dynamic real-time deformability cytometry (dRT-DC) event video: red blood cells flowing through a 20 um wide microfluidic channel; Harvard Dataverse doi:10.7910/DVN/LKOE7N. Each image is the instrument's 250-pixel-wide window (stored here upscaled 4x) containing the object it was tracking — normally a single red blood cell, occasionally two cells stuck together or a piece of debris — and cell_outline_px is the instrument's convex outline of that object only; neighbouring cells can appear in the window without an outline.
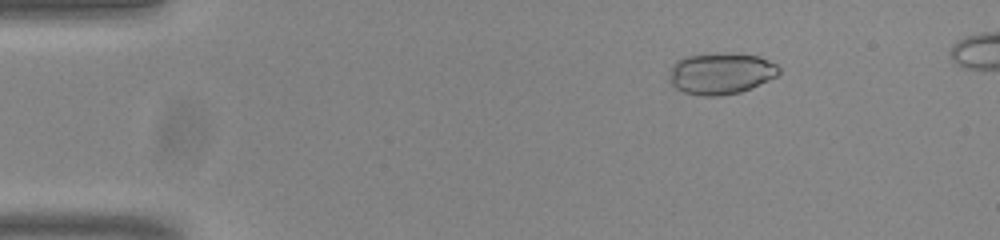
{"species": "common noctule bat (a hibernating species)", "species_latin": "Nyctalus noctula", "temperature_condition": "room temperature", "stored_images_in_passage": 52, "camera_frame_rate_fps": 3000, "um_per_image_px": 0.085, "animal": {"sex": "male", "body_mass_g": 20.0, "forearm_length_mm": 53.3}, "frame": {"image": 1, "passage_image": 8, "time_ms": 2.333, "image_size_px": [1000, 240], "cell_outline_px": [[780, 72], [776, 76], [768, 80], [740, 92], [720, 96], [704, 96], [684, 92], [676, 88], [668, 80], [672, 64], [676, 60], [684, 56], [760, 56], [776, 64], [780, 68]], "centroid_in_image_um": [61.24, 6.29], "position_along_channel_um": 23.8, "area_um2": 25.55}}
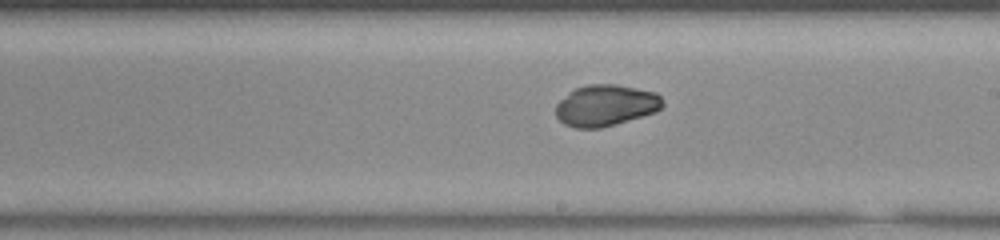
{"frame": {"image": 2, "passage_image": 31, "time_ms": 10.0, "image_size_px": [1000, 240], "cell_outline_px": [[664, 104], [656, 112], [616, 124], [600, 128], [576, 128], [564, 124], [556, 116], [556, 104], [568, 92], [576, 88], [588, 84], [616, 84], [656, 92], [660, 96]], "centroid_in_image_um": [51.48, 8.96], "position_along_channel_um": 237.5, "area_um2": 25.78}}
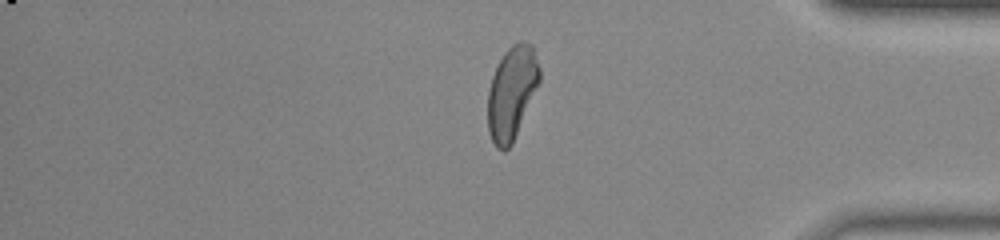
{"frame": {"image": 3, "passage_image": 45, "time_ms": 14.667, "image_size_px": [1000, 240], "cell_outline_px": [[540, 80], [512, 144], [504, 152], [496, 148], [488, 132], [488, 92], [492, 76], [504, 52], [516, 40], [524, 40], [532, 44], [540, 68]], "centroid_in_image_um": [43.5, 7.85], "position_along_channel_um": 391.7, "area_um2": 28.03}, "authors_computed_cell_mechanics": {"area_um2": 26.6458, "velocity_mm_per_s": 3.8102, "shape_relaxation_time_tau1_ms": 2.1432, "shape_relaxation_time_tau2_ms": 0.6623, "deformation_change_tau1": 0.0866, "deformation_change_tau2": 0.0182}}